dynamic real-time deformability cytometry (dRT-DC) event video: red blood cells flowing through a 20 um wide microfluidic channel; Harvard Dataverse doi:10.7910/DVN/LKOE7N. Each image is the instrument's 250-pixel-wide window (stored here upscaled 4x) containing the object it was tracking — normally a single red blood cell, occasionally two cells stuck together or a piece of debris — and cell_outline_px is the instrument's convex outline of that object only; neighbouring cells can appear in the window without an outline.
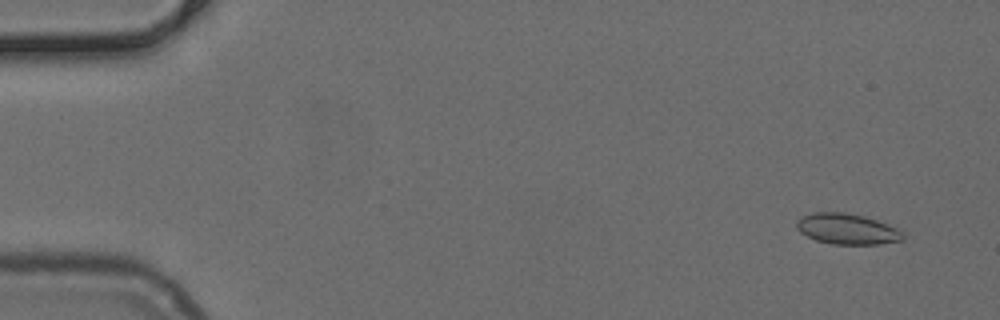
{"species": "common noctule bat (a hibernating species)", "species_latin": "Nyctalus noctula", "temperature_condition": "cold", "stored_images_in_passage": 52, "camera_frame_rate_fps": 3000, "um_per_image_px": 0.085, "animal": {"sex": "female", "body_mass_g": 24.6, "forearm_length_mm": 56.2}, "frame": {"image": 1, "passage_image": 4, "time_ms": 1.0, "image_size_px": [1000, 320], "cell_outline_px": [[904, 240], [880, 244], [832, 244], [816, 240], [800, 232], [796, 228], [796, 220], [812, 212], [844, 212], [864, 216], [904, 228]], "centroid_in_image_um": [72.09, 19.46], "position_along_channel_um": 12.9, "area_um2": 19.42}}
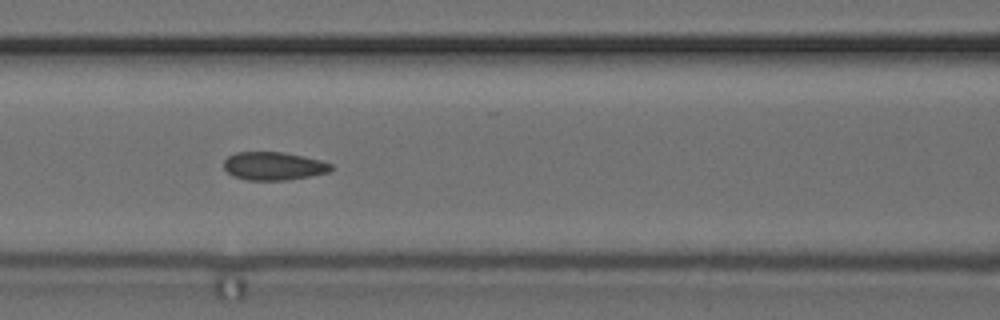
{"frame": {"image": 2, "passage_image": 23, "time_ms": 7.333, "image_size_px": [1000, 320], "cell_outline_px": [[332, 168], [328, 172], [288, 180], [248, 180], [232, 176], [224, 168], [224, 160], [228, 156], [236, 152], [284, 152], [304, 156], [320, 160], [332, 164]], "centroid_in_image_um": [23.23, 14.11], "position_along_channel_um": 143.4, "area_um2": 17.57}}
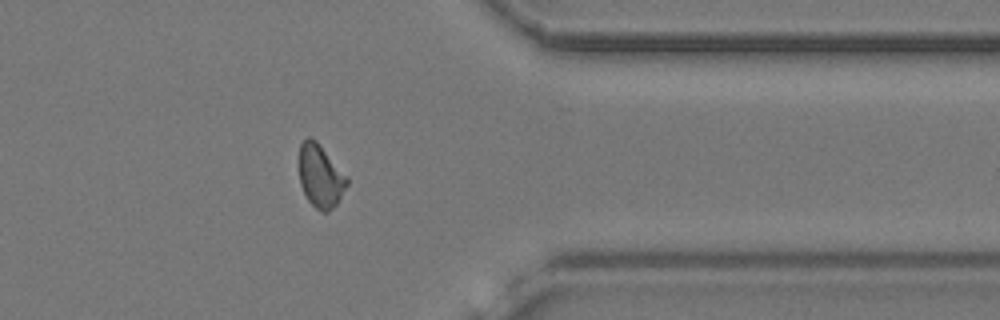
{"frame": {"image": 3, "passage_image": 42, "time_ms": 13.667, "image_size_px": [1000, 320], "cell_outline_px": [[348, 184], [336, 204], [328, 212], [320, 212], [308, 200], [300, 184], [300, 144], [308, 136], [312, 136], [316, 140], [348, 176]], "centroid_in_image_um": [27.25, 14.95], "position_along_channel_um": 384.1, "area_um2": 17.51}}